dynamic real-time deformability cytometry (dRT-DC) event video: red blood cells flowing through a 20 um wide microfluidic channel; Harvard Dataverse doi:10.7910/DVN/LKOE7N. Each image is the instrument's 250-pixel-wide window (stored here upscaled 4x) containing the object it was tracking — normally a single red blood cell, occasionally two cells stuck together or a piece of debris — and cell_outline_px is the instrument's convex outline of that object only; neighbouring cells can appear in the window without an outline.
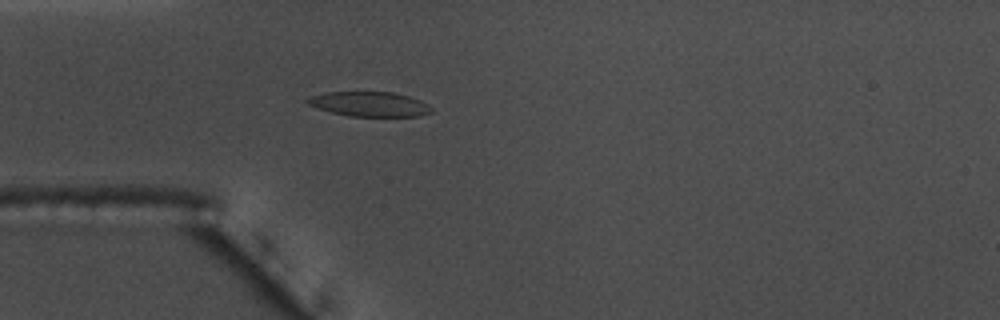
{"species": "common noctule bat (a hibernating species)", "species_latin": "Nyctalus noctula", "temperature_condition": "warm", "stored_images_in_passage": 34, "segment_of_instrument_passage": [1, 2], "camera_frame_rate_fps": 3000, "um_per_image_px": 0.085, "animal": {"sex": "male", "body_mass_g": 17.5, "forearm_length_mm": 52.3}, "frame": {"image": 1, "passage_image": 1, "time_ms": 0.0, "image_size_px": [1000, 320], "cell_outline_px": [[432, 112], [420, 116], [348, 116], [316, 108], [308, 104], [304, 100], [308, 96], [324, 92], [392, 92], [408, 96], [420, 100], [428, 104], [432, 108]], "centroid_in_image_um": [31.37, 8.84], "position_along_channel_um": 53.6, "area_um2": 17.98}}
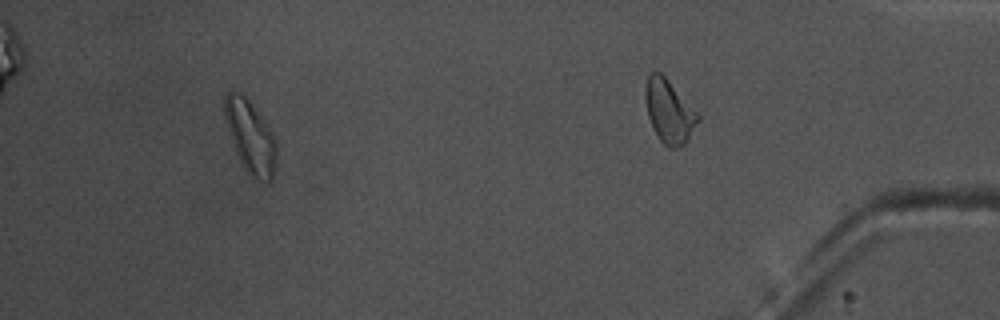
{"frame": {"image": 2, "passage_image": 29, "time_ms": 9.333, "image_size_px": [1000, 320], "cell_outline_px": [[276, 168], [272, 176], [268, 180], [252, 176], [244, 168], [236, 152], [228, 128], [224, 112], [224, 96], [228, 92], [236, 92], [244, 96], [248, 100], [268, 124], [276, 140]], "centroid_in_image_um": [21.3, 11.59], "position_along_channel_um": 413.9, "area_um2": 21.33}}